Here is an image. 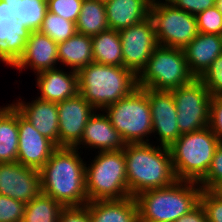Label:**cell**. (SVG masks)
Masks as SVG:
<instances>
[{
  "label": "cell",
  "instance_id": "1",
  "mask_svg": "<svg viewBox=\"0 0 222 222\" xmlns=\"http://www.w3.org/2000/svg\"><path fill=\"white\" fill-rule=\"evenodd\" d=\"M76 148L58 147L39 170L42 193L63 207L85 206L88 203L85 165Z\"/></svg>",
  "mask_w": 222,
  "mask_h": 222
},
{
  "label": "cell",
  "instance_id": "2",
  "mask_svg": "<svg viewBox=\"0 0 222 222\" xmlns=\"http://www.w3.org/2000/svg\"><path fill=\"white\" fill-rule=\"evenodd\" d=\"M127 185L131 197L143 191L164 188L178 179L169 147L153 143H129L124 147Z\"/></svg>",
  "mask_w": 222,
  "mask_h": 222
},
{
  "label": "cell",
  "instance_id": "3",
  "mask_svg": "<svg viewBox=\"0 0 222 222\" xmlns=\"http://www.w3.org/2000/svg\"><path fill=\"white\" fill-rule=\"evenodd\" d=\"M77 76L79 94L98 112L137 88V76L124 66L93 62L78 70Z\"/></svg>",
  "mask_w": 222,
  "mask_h": 222
},
{
  "label": "cell",
  "instance_id": "4",
  "mask_svg": "<svg viewBox=\"0 0 222 222\" xmlns=\"http://www.w3.org/2000/svg\"><path fill=\"white\" fill-rule=\"evenodd\" d=\"M202 190L197 182L177 180L139 193L135 196L139 222H175L200 203Z\"/></svg>",
  "mask_w": 222,
  "mask_h": 222
},
{
  "label": "cell",
  "instance_id": "5",
  "mask_svg": "<svg viewBox=\"0 0 222 222\" xmlns=\"http://www.w3.org/2000/svg\"><path fill=\"white\" fill-rule=\"evenodd\" d=\"M219 143L209 127L182 134L169 147L177 179L199 183L206 176Z\"/></svg>",
  "mask_w": 222,
  "mask_h": 222
},
{
  "label": "cell",
  "instance_id": "6",
  "mask_svg": "<svg viewBox=\"0 0 222 222\" xmlns=\"http://www.w3.org/2000/svg\"><path fill=\"white\" fill-rule=\"evenodd\" d=\"M97 154L95 153L91 164L85 165L88 202L130 196L124 150L102 151Z\"/></svg>",
  "mask_w": 222,
  "mask_h": 222
},
{
  "label": "cell",
  "instance_id": "7",
  "mask_svg": "<svg viewBox=\"0 0 222 222\" xmlns=\"http://www.w3.org/2000/svg\"><path fill=\"white\" fill-rule=\"evenodd\" d=\"M103 111L126 144L149 143L151 140L152 116L145 88L137 87Z\"/></svg>",
  "mask_w": 222,
  "mask_h": 222
},
{
  "label": "cell",
  "instance_id": "8",
  "mask_svg": "<svg viewBox=\"0 0 222 222\" xmlns=\"http://www.w3.org/2000/svg\"><path fill=\"white\" fill-rule=\"evenodd\" d=\"M190 73L183 49L157 46L146 67L137 76V87L170 91L190 84Z\"/></svg>",
  "mask_w": 222,
  "mask_h": 222
},
{
  "label": "cell",
  "instance_id": "9",
  "mask_svg": "<svg viewBox=\"0 0 222 222\" xmlns=\"http://www.w3.org/2000/svg\"><path fill=\"white\" fill-rule=\"evenodd\" d=\"M149 17L159 46L184 49L198 34L196 17L167 0H153Z\"/></svg>",
  "mask_w": 222,
  "mask_h": 222
},
{
  "label": "cell",
  "instance_id": "10",
  "mask_svg": "<svg viewBox=\"0 0 222 222\" xmlns=\"http://www.w3.org/2000/svg\"><path fill=\"white\" fill-rule=\"evenodd\" d=\"M177 108L180 134L208 127L212 95L197 78L190 84L170 90Z\"/></svg>",
  "mask_w": 222,
  "mask_h": 222
},
{
  "label": "cell",
  "instance_id": "11",
  "mask_svg": "<svg viewBox=\"0 0 222 222\" xmlns=\"http://www.w3.org/2000/svg\"><path fill=\"white\" fill-rule=\"evenodd\" d=\"M118 32L121 38L123 66L138 76L158 46L153 21L148 17Z\"/></svg>",
  "mask_w": 222,
  "mask_h": 222
},
{
  "label": "cell",
  "instance_id": "12",
  "mask_svg": "<svg viewBox=\"0 0 222 222\" xmlns=\"http://www.w3.org/2000/svg\"><path fill=\"white\" fill-rule=\"evenodd\" d=\"M41 193V176L38 169L18 162L0 163V195L27 204Z\"/></svg>",
  "mask_w": 222,
  "mask_h": 222
},
{
  "label": "cell",
  "instance_id": "13",
  "mask_svg": "<svg viewBox=\"0 0 222 222\" xmlns=\"http://www.w3.org/2000/svg\"><path fill=\"white\" fill-rule=\"evenodd\" d=\"M145 93L152 116V135H158L160 146L170 147L181 136L174 97L170 91L145 88Z\"/></svg>",
  "mask_w": 222,
  "mask_h": 222
},
{
  "label": "cell",
  "instance_id": "14",
  "mask_svg": "<svg viewBox=\"0 0 222 222\" xmlns=\"http://www.w3.org/2000/svg\"><path fill=\"white\" fill-rule=\"evenodd\" d=\"M59 147L74 148L80 141L90 116L96 109L79 93L57 103Z\"/></svg>",
  "mask_w": 222,
  "mask_h": 222
},
{
  "label": "cell",
  "instance_id": "15",
  "mask_svg": "<svg viewBox=\"0 0 222 222\" xmlns=\"http://www.w3.org/2000/svg\"><path fill=\"white\" fill-rule=\"evenodd\" d=\"M32 31L15 16L14 5L0 0V62L13 66Z\"/></svg>",
  "mask_w": 222,
  "mask_h": 222
},
{
  "label": "cell",
  "instance_id": "16",
  "mask_svg": "<svg viewBox=\"0 0 222 222\" xmlns=\"http://www.w3.org/2000/svg\"><path fill=\"white\" fill-rule=\"evenodd\" d=\"M18 132L17 162L40 170L58 147L41 135L19 111Z\"/></svg>",
  "mask_w": 222,
  "mask_h": 222
},
{
  "label": "cell",
  "instance_id": "17",
  "mask_svg": "<svg viewBox=\"0 0 222 222\" xmlns=\"http://www.w3.org/2000/svg\"><path fill=\"white\" fill-rule=\"evenodd\" d=\"M58 64V44L41 32L32 31L22 56L12 68L15 67L22 72L29 67L36 75L42 71L58 68Z\"/></svg>",
  "mask_w": 222,
  "mask_h": 222
},
{
  "label": "cell",
  "instance_id": "18",
  "mask_svg": "<svg viewBox=\"0 0 222 222\" xmlns=\"http://www.w3.org/2000/svg\"><path fill=\"white\" fill-rule=\"evenodd\" d=\"M17 101V102H16ZM13 101L15 108L44 137L59 147V115L57 103L35 98L31 102Z\"/></svg>",
  "mask_w": 222,
  "mask_h": 222
},
{
  "label": "cell",
  "instance_id": "19",
  "mask_svg": "<svg viewBox=\"0 0 222 222\" xmlns=\"http://www.w3.org/2000/svg\"><path fill=\"white\" fill-rule=\"evenodd\" d=\"M96 112L97 110L88 119L81 141L74 148L78 150L80 148L98 149V152L123 150L126 143L112 126L105 112L103 110L99 114Z\"/></svg>",
  "mask_w": 222,
  "mask_h": 222
},
{
  "label": "cell",
  "instance_id": "20",
  "mask_svg": "<svg viewBox=\"0 0 222 222\" xmlns=\"http://www.w3.org/2000/svg\"><path fill=\"white\" fill-rule=\"evenodd\" d=\"M60 68L36 74V85L40 90V96L36 98L58 103L79 93L77 71L70 70L66 72L63 68Z\"/></svg>",
  "mask_w": 222,
  "mask_h": 222
},
{
  "label": "cell",
  "instance_id": "21",
  "mask_svg": "<svg viewBox=\"0 0 222 222\" xmlns=\"http://www.w3.org/2000/svg\"><path fill=\"white\" fill-rule=\"evenodd\" d=\"M183 51L190 73L199 79L222 54V36L198 33Z\"/></svg>",
  "mask_w": 222,
  "mask_h": 222
},
{
  "label": "cell",
  "instance_id": "22",
  "mask_svg": "<svg viewBox=\"0 0 222 222\" xmlns=\"http://www.w3.org/2000/svg\"><path fill=\"white\" fill-rule=\"evenodd\" d=\"M153 0H104L108 28L121 30L146 20Z\"/></svg>",
  "mask_w": 222,
  "mask_h": 222
},
{
  "label": "cell",
  "instance_id": "23",
  "mask_svg": "<svg viewBox=\"0 0 222 222\" xmlns=\"http://www.w3.org/2000/svg\"><path fill=\"white\" fill-rule=\"evenodd\" d=\"M85 206L91 222H139L135 197L89 201Z\"/></svg>",
  "mask_w": 222,
  "mask_h": 222
},
{
  "label": "cell",
  "instance_id": "24",
  "mask_svg": "<svg viewBox=\"0 0 222 222\" xmlns=\"http://www.w3.org/2000/svg\"><path fill=\"white\" fill-rule=\"evenodd\" d=\"M78 71L94 62L92 37L75 33L64 42L58 43V63Z\"/></svg>",
  "mask_w": 222,
  "mask_h": 222
},
{
  "label": "cell",
  "instance_id": "25",
  "mask_svg": "<svg viewBox=\"0 0 222 222\" xmlns=\"http://www.w3.org/2000/svg\"><path fill=\"white\" fill-rule=\"evenodd\" d=\"M18 110L11 103L0 106V163L17 162Z\"/></svg>",
  "mask_w": 222,
  "mask_h": 222
},
{
  "label": "cell",
  "instance_id": "26",
  "mask_svg": "<svg viewBox=\"0 0 222 222\" xmlns=\"http://www.w3.org/2000/svg\"><path fill=\"white\" fill-rule=\"evenodd\" d=\"M92 54L95 63L123 66V54L119 32L108 28L92 36Z\"/></svg>",
  "mask_w": 222,
  "mask_h": 222
},
{
  "label": "cell",
  "instance_id": "27",
  "mask_svg": "<svg viewBox=\"0 0 222 222\" xmlns=\"http://www.w3.org/2000/svg\"><path fill=\"white\" fill-rule=\"evenodd\" d=\"M108 29L104 0H83L76 22V32L95 36Z\"/></svg>",
  "mask_w": 222,
  "mask_h": 222
},
{
  "label": "cell",
  "instance_id": "28",
  "mask_svg": "<svg viewBox=\"0 0 222 222\" xmlns=\"http://www.w3.org/2000/svg\"><path fill=\"white\" fill-rule=\"evenodd\" d=\"M64 207L43 193L26 204L22 222H58Z\"/></svg>",
  "mask_w": 222,
  "mask_h": 222
},
{
  "label": "cell",
  "instance_id": "29",
  "mask_svg": "<svg viewBox=\"0 0 222 222\" xmlns=\"http://www.w3.org/2000/svg\"><path fill=\"white\" fill-rule=\"evenodd\" d=\"M47 11V0H18L14 5L15 16L31 31L39 30Z\"/></svg>",
  "mask_w": 222,
  "mask_h": 222
},
{
  "label": "cell",
  "instance_id": "30",
  "mask_svg": "<svg viewBox=\"0 0 222 222\" xmlns=\"http://www.w3.org/2000/svg\"><path fill=\"white\" fill-rule=\"evenodd\" d=\"M38 31L50 37L57 44L66 41L77 33L75 22L66 20L49 11L46 12Z\"/></svg>",
  "mask_w": 222,
  "mask_h": 222
},
{
  "label": "cell",
  "instance_id": "31",
  "mask_svg": "<svg viewBox=\"0 0 222 222\" xmlns=\"http://www.w3.org/2000/svg\"><path fill=\"white\" fill-rule=\"evenodd\" d=\"M198 33L222 36V12L216 5L209 7L196 16Z\"/></svg>",
  "mask_w": 222,
  "mask_h": 222
},
{
  "label": "cell",
  "instance_id": "32",
  "mask_svg": "<svg viewBox=\"0 0 222 222\" xmlns=\"http://www.w3.org/2000/svg\"><path fill=\"white\" fill-rule=\"evenodd\" d=\"M83 0H47L48 11L66 20L77 22Z\"/></svg>",
  "mask_w": 222,
  "mask_h": 222
},
{
  "label": "cell",
  "instance_id": "33",
  "mask_svg": "<svg viewBox=\"0 0 222 222\" xmlns=\"http://www.w3.org/2000/svg\"><path fill=\"white\" fill-rule=\"evenodd\" d=\"M212 96L222 95V54L199 78Z\"/></svg>",
  "mask_w": 222,
  "mask_h": 222
},
{
  "label": "cell",
  "instance_id": "34",
  "mask_svg": "<svg viewBox=\"0 0 222 222\" xmlns=\"http://www.w3.org/2000/svg\"><path fill=\"white\" fill-rule=\"evenodd\" d=\"M26 204L0 195V222H22Z\"/></svg>",
  "mask_w": 222,
  "mask_h": 222
},
{
  "label": "cell",
  "instance_id": "35",
  "mask_svg": "<svg viewBox=\"0 0 222 222\" xmlns=\"http://www.w3.org/2000/svg\"><path fill=\"white\" fill-rule=\"evenodd\" d=\"M222 181V142L216 148L206 176L198 183L202 189L211 190Z\"/></svg>",
  "mask_w": 222,
  "mask_h": 222
},
{
  "label": "cell",
  "instance_id": "36",
  "mask_svg": "<svg viewBox=\"0 0 222 222\" xmlns=\"http://www.w3.org/2000/svg\"><path fill=\"white\" fill-rule=\"evenodd\" d=\"M200 203L204 208L208 222H222V200L210 190L203 189Z\"/></svg>",
  "mask_w": 222,
  "mask_h": 222
},
{
  "label": "cell",
  "instance_id": "37",
  "mask_svg": "<svg viewBox=\"0 0 222 222\" xmlns=\"http://www.w3.org/2000/svg\"><path fill=\"white\" fill-rule=\"evenodd\" d=\"M208 127L222 142V95L212 96Z\"/></svg>",
  "mask_w": 222,
  "mask_h": 222
},
{
  "label": "cell",
  "instance_id": "38",
  "mask_svg": "<svg viewBox=\"0 0 222 222\" xmlns=\"http://www.w3.org/2000/svg\"><path fill=\"white\" fill-rule=\"evenodd\" d=\"M176 8L184 10L191 15L196 16L197 14L203 12L216 5V0H167Z\"/></svg>",
  "mask_w": 222,
  "mask_h": 222
},
{
  "label": "cell",
  "instance_id": "39",
  "mask_svg": "<svg viewBox=\"0 0 222 222\" xmlns=\"http://www.w3.org/2000/svg\"><path fill=\"white\" fill-rule=\"evenodd\" d=\"M58 222H91L89 210L86 206L64 207Z\"/></svg>",
  "mask_w": 222,
  "mask_h": 222
},
{
  "label": "cell",
  "instance_id": "40",
  "mask_svg": "<svg viewBox=\"0 0 222 222\" xmlns=\"http://www.w3.org/2000/svg\"><path fill=\"white\" fill-rule=\"evenodd\" d=\"M175 222H208L203 206L199 203L186 215L181 216Z\"/></svg>",
  "mask_w": 222,
  "mask_h": 222
},
{
  "label": "cell",
  "instance_id": "41",
  "mask_svg": "<svg viewBox=\"0 0 222 222\" xmlns=\"http://www.w3.org/2000/svg\"><path fill=\"white\" fill-rule=\"evenodd\" d=\"M210 191L222 200V181L217 183Z\"/></svg>",
  "mask_w": 222,
  "mask_h": 222
},
{
  "label": "cell",
  "instance_id": "42",
  "mask_svg": "<svg viewBox=\"0 0 222 222\" xmlns=\"http://www.w3.org/2000/svg\"><path fill=\"white\" fill-rule=\"evenodd\" d=\"M216 7L222 12V0H216Z\"/></svg>",
  "mask_w": 222,
  "mask_h": 222
},
{
  "label": "cell",
  "instance_id": "43",
  "mask_svg": "<svg viewBox=\"0 0 222 222\" xmlns=\"http://www.w3.org/2000/svg\"><path fill=\"white\" fill-rule=\"evenodd\" d=\"M2 1L7 2V4H12V5H15L18 2V0H2Z\"/></svg>",
  "mask_w": 222,
  "mask_h": 222
}]
</instances>
